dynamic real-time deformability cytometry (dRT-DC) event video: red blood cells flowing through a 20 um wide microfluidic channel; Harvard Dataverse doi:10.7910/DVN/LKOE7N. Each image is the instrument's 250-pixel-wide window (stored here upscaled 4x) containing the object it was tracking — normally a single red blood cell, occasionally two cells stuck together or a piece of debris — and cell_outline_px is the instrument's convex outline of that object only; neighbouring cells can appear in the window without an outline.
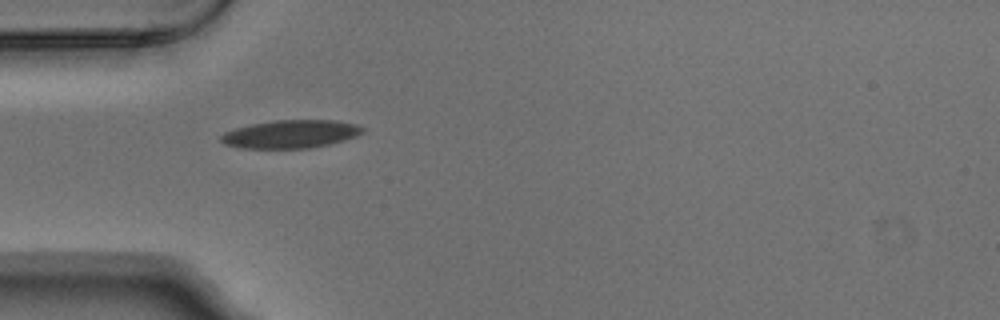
{"species": "Egyptian fruit bat (a non-hibernating species)", "species_latin": "Rousettus aegyptiacus", "temperature_condition": "warm", "stored_images_in_passage": 5, "camera_frame_rate_fps": 3000, "um_per_image_px": 0.085, "animal": {"sex": "male"}, "frame": {"image": 1, "passage_image": 1, "time_ms": 0.0, "image_size_px": [1000, 320], "cell_outline_px": [[364, 132], [356, 136], [344, 140], [328, 144], [308, 148], [240, 148], [224, 144], [220, 140], [220, 136], [224, 132], [236, 128], [252, 124], [276, 120], [336, 120], [356, 124], [364, 128]], "centroid_in_image_um": [24.7, 11.39], "position_along_channel_um": 60.3, "area_um2": 23.12}}
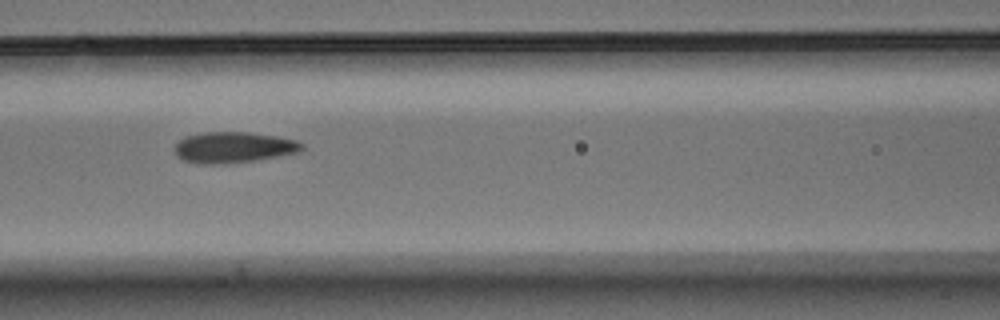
{"frame": {"image": 2, "passage_image": 3, "time_ms": 0.667, "image_size_px": [1000, 320], "cell_outline_px": [[304, 148], [300, 152], [256, 160], [224, 164], [196, 164], [184, 160], [176, 156], [172, 148], [184, 136], [204, 132], [248, 132], [276, 136], [296, 140], [304, 144]], "centroid_in_image_um": [19.82, 12.53], "position_along_channel_um": 146.8, "area_um2": 23.24}}
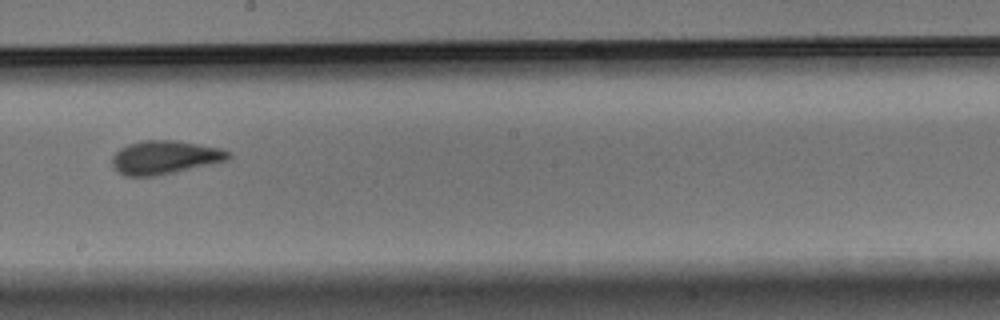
{"frame": {"image": 3, "passage_image": 5, "time_ms": 1.333, "image_size_px": [1000, 320], "cell_outline_px": [[232, 156], [228, 160], [212, 164], [176, 172], [156, 176], [124, 176], [112, 164], [112, 156], [120, 148], [128, 144], [144, 140], [176, 140], [220, 148], [232, 152]], "centroid_in_image_um": [14.04, 13.37], "position_along_channel_um": 234.2, "area_um2": 22.77}}